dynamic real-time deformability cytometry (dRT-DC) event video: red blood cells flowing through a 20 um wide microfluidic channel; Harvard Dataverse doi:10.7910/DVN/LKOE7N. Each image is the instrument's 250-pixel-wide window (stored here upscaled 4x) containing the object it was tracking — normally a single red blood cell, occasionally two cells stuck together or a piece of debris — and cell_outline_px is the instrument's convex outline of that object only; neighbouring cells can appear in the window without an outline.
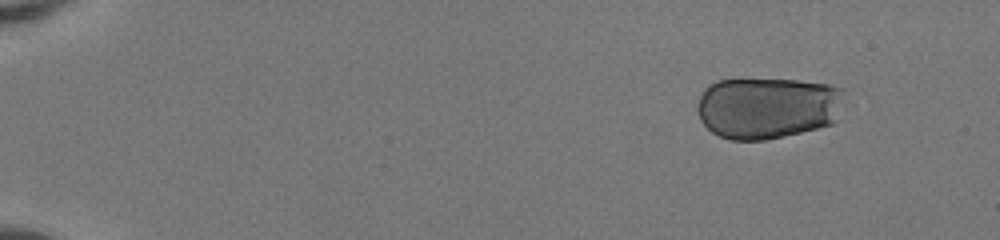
{"species": "human", "species_latin": "Homo sapiens", "temperature_condition": "room temperature", "stored_images_in_passage": 46, "camera_frame_rate_fps": 3000, "um_per_image_px": 0.085, "donor": {"sex": "female"}, "frame": {"image": 1, "passage_image": 1, "time_ms": 0.0, "image_size_px": [1000, 240], "cell_outline_px": [[844, 120], [836, 124], [764, 140], [728, 140], [712, 132], [700, 120], [696, 112], [696, 104], [704, 88], [708, 84], [716, 80], [796, 80], [828, 84], [844, 88]], "centroid_in_image_um": [65.33, 9.17], "position_along_channel_um": 19.7, "area_um2": 54.22}}